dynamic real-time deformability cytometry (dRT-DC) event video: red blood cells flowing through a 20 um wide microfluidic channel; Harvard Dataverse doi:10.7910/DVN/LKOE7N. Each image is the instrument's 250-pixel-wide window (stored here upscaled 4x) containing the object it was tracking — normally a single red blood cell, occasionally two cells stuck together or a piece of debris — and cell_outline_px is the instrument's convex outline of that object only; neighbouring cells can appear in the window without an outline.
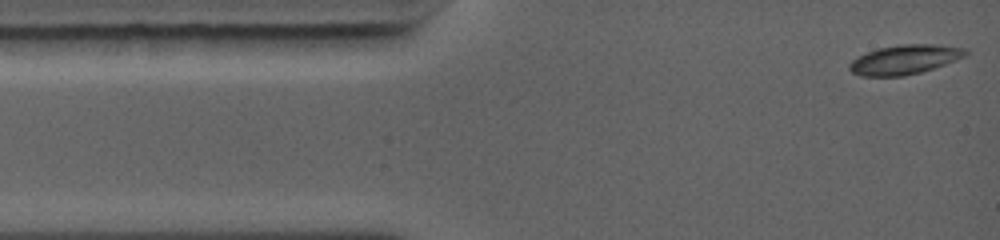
{"species": "common noctule bat (a hibernating species)", "species_latin": "Nyctalus noctula", "temperature_condition": "warm", "stored_images_in_passage": 65, "camera_frame_rate_fps": 5000, "um_per_image_px": 0.085, "animal": {"sex": "female", "body_mass_g": 19.0, "forearm_length_mm": 56.7}, "frame": {"image": 1, "passage_image": 1, "time_ms": 0.0, "image_size_px": [1000, 240], "cell_outline_px": [[968, 52], [964, 56], [956, 60], [920, 72], [904, 76], [860, 76], [852, 72], [848, 68], [848, 64], [852, 60], [868, 52], [880, 48], [900, 44], [936, 44], [964, 48]], "centroid_in_image_um": [76.87, 5.06], "position_along_channel_um": 8.1, "area_um2": 19.65}}
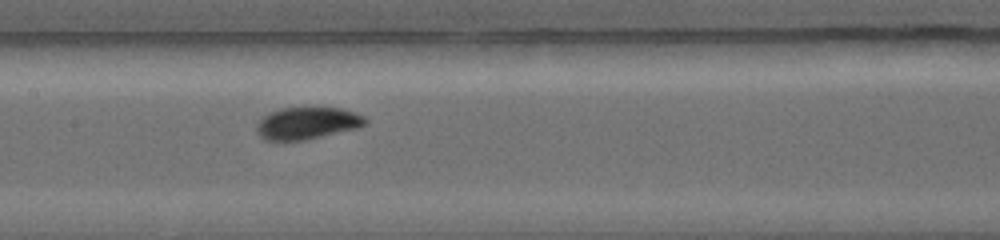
{"frame": {"image": 2, "passage_image": 28, "time_ms": 5.4, "image_size_px": [1000, 240], "cell_outline_px": [[368, 120], [360, 128], [308, 140], [264, 140], [256, 132], [256, 124], [264, 116], [280, 108], [312, 104], [344, 108], [364, 116]], "centroid_in_image_um": [26.16, 10.42], "position_along_channel_um": 181.2, "area_um2": 21.39}}
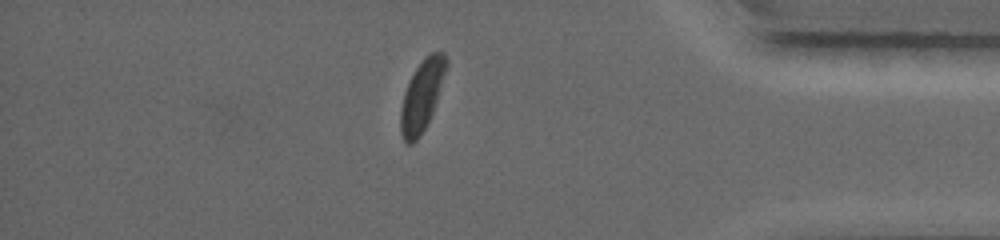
{"frame": {"image": 3, "passage_image": 56, "time_ms": 11.0, "image_size_px": [1000, 240], "cell_outline_px": [[448, 64], [432, 112], [420, 136], [412, 144], [408, 144], [404, 140], [400, 132], [400, 108], [404, 92], [416, 68], [424, 56], [432, 52], [444, 52], [448, 60]], "centroid_in_image_um": [35.85, 8.11], "position_along_channel_um": 399.4, "area_um2": 18.55}, "authors_computed_cell_mechanics": {"area_um2": 19.9988, "velocity_mm_per_s": 4.4035, "shape_relaxation_time_tau1_ms": 1.5908, "shape_relaxation_time_tau2_ms": null, "deformation_change_tau1": 0.1163, "deformation_change_tau2": null}}